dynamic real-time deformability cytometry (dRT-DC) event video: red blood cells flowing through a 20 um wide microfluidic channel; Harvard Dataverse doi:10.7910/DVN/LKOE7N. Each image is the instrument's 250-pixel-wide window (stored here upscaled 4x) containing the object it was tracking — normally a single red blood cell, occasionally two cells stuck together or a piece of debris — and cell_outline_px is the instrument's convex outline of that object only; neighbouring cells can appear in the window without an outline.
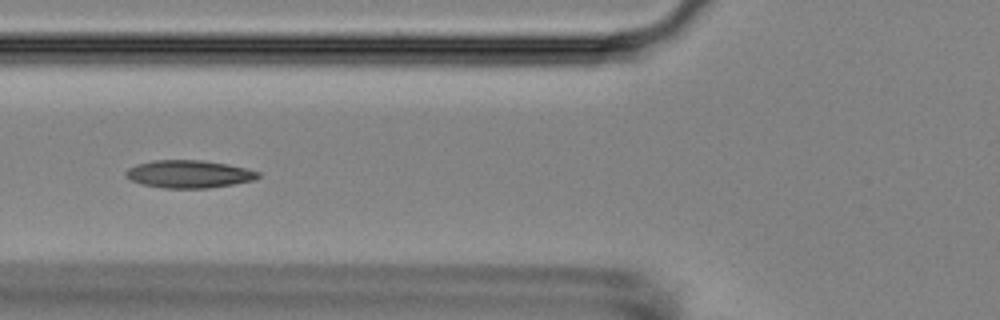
{"species": "Egyptian fruit bat (a non-hibernating species)", "species_latin": "Rousettus aegyptiacus", "temperature_condition": "room temperature", "stored_images_in_passage": 38, "camera_frame_rate_fps": 3000, "um_per_image_px": 0.085, "animal": {"sex": "female"}, "frame": {"image": 1, "passage_image": 6, "time_ms": 1.667, "image_size_px": [1000, 320], "cell_outline_px": [[260, 176], [252, 180], [232, 184], [208, 188], [164, 188], [144, 184], [132, 180], [124, 176], [124, 172], [128, 168], [136, 164], [152, 160], [204, 160], [228, 164], [248, 168], [260, 172]], "centroid_in_image_um": [16.05, 14.78], "position_along_channel_um": 109.7, "area_um2": 21.39}}
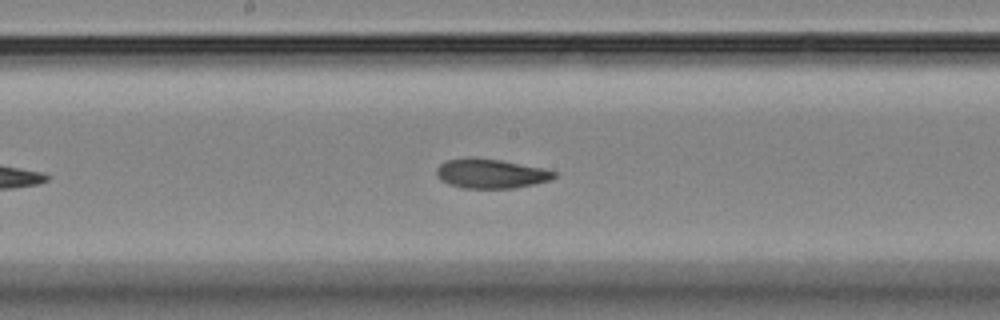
{"frame": {"image": 2, "passage_image": 14, "time_ms": 4.333, "image_size_px": [1000, 320], "cell_outline_px": [[556, 176], [552, 180], [512, 188], [460, 188], [448, 184], [440, 180], [436, 176], [436, 168], [440, 164], [448, 160], [500, 160], [544, 168], [556, 172]], "centroid_in_image_um": [41.74, 14.8], "position_along_channel_um": 206.5, "area_um2": 19.59}}
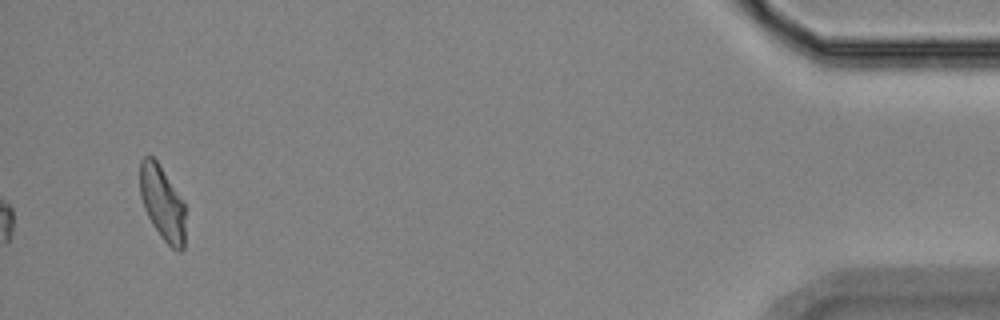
{"frame": {"image": 3, "passage_image": 38, "time_ms": 12.333, "image_size_px": [1000, 320], "cell_outline_px": [[184, 248], [180, 252], [172, 248], [160, 236], [152, 224], [144, 208], [140, 196], [140, 160], [144, 156], [152, 156], [156, 160], [184, 200]], "centroid_in_image_um": [13.79, 17.25], "position_along_channel_um": 421.4, "area_um2": 19.71}, "authors_computed_cell_mechanics": {"area_um2": 19.1896, "velocity_mm_per_s": 3.6431, "shape_relaxation_time_tau1_ms": 4.2328, "shape_relaxation_time_tau2_ms": 4.4638, "deformation_change_tau1": 0.0983, "deformation_change_tau2": 0.1121}}